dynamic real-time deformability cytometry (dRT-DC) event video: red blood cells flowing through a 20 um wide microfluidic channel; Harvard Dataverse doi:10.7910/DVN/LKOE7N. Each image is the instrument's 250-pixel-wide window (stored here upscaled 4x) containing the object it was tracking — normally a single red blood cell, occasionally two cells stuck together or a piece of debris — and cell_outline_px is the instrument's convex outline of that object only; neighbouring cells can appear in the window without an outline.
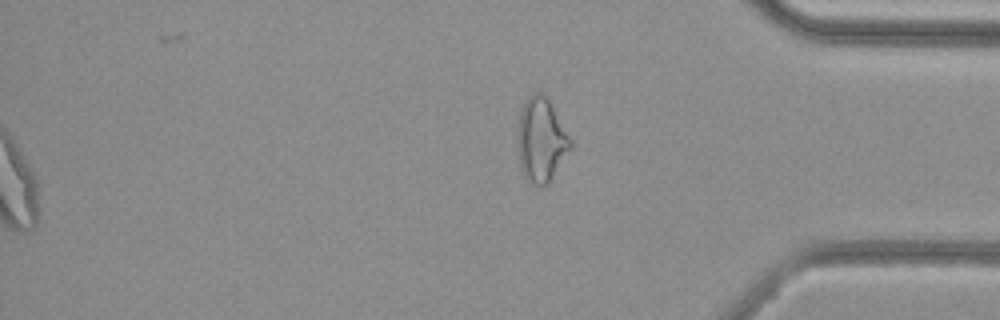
{"species": "common noctule bat (a hibernating species)", "species_latin": "Nyctalus noctula", "temperature_condition": "cold", "stored_images_in_passage": 52, "segment_of_instrument_passage": [2, 2], "camera_frame_rate_fps": 3000, "um_per_image_px": 0.085, "animal": {"sex": "female", "body_mass_g": 29.2, "forearm_length_mm": 56.3}, "frame": {"image": 1, "passage_image": 52, "time_ms": 17.0, "image_size_px": [1000, 320], "cell_outline_px": [[572, 148], [548, 184], [536, 184], [528, 180], [524, 176], [520, 164], [516, 140], [516, 136], [520, 112], [524, 100], [528, 96], [536, 92], [540, 92], [548, 96], [572, 140]], "centroid_in_image_um": [46.0, 11.84], "position_along_channel_um": 389.2, "area_um2": 26.24}}